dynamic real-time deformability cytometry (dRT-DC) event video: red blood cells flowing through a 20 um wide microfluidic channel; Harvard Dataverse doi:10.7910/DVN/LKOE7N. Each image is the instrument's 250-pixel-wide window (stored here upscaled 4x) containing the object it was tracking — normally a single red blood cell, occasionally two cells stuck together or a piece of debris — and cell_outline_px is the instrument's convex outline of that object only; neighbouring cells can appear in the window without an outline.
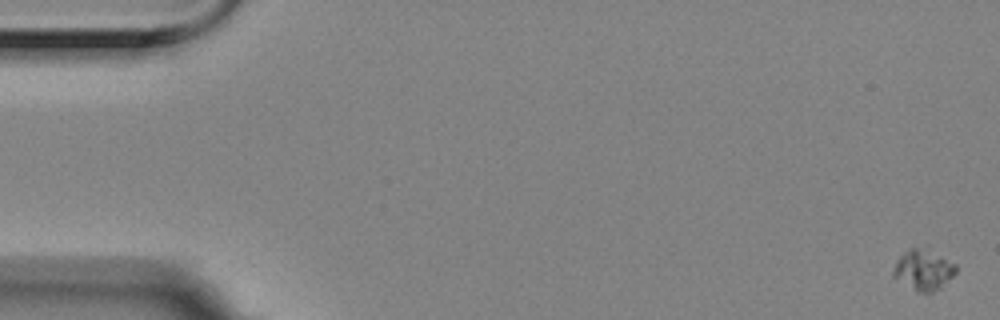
{"species": "Egyptian fruit bat (a non-hibernating species)", "species_latin": "Rousettus aegyptiacus", "temperature_condition": "room temperature", "stored_images_in_passage": 18, "camera_frame_rate_fps": 3000, "um_per_image_px": 0.085, "animal": {"sex": "female"}, "frame": {"image": 1, "passage_image": 1, "time_ms": 0.0, "image_size_px": [1000, 320], "cell_outline_px": [[956, 272], [940, 288], [932, 292], [916, 292], [892, 276], [892, 272], [896, 260], [904, 252], [912, 248], [916, 248], [956, 264]], "centroid_in_image_um": [78.43, 23.01], "position_along_channel_um": 6.6, "area_um2": 14.05}}